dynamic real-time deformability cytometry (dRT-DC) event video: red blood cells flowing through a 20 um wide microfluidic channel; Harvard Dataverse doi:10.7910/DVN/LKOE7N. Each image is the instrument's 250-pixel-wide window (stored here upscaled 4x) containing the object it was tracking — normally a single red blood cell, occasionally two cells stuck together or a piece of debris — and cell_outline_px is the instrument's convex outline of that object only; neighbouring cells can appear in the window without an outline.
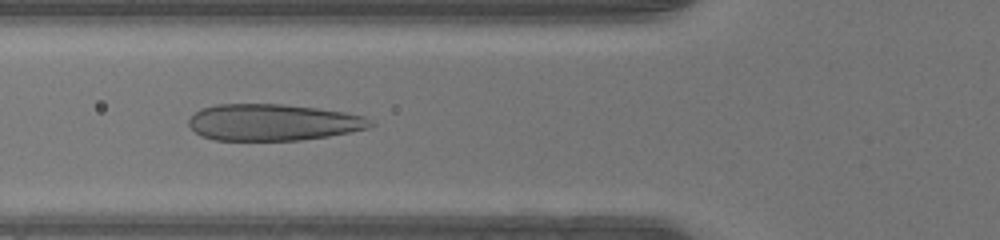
{"species": "human", "species_latin": "Homo sapiens", "temperature_condition": "warm", "stored_images_in_passage": 44, "camera_frame_rate_fps": 3000, "um_per_image_px": 0.085, "donor": {"sex": "male"}, "frame": {"image": 1, "passage_image": 15, "time_ms": 4.667, "image_size_px": [1000, 240], "cell_outline_px": [[376, 124], [368, 128], [328, 136], [300, 140], [216, 140], [200, 136], [188, 124], [188, 120], [200, 108], [216, 104], [284, 104], [316, 108], [344, 112], [364, 116], [372, 120]], "centroid_in_image_um": [23.2, 10.39], "position_along_channel_um": 102.6, "area_um2": 38.73}}
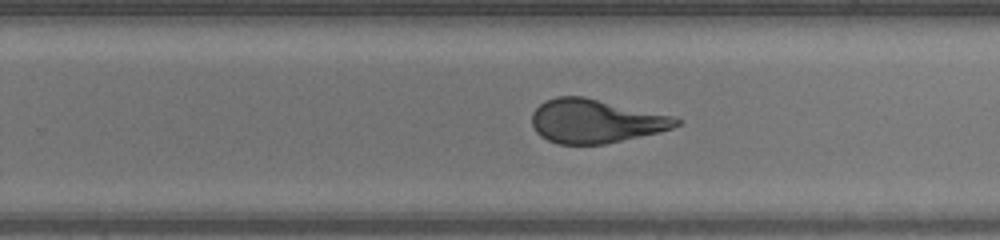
{"frame": {"image": 2, "passage_image": 27, "time_ms": 8.667, "image_size_px": [1000, 240], "cell_outline_px": [[684, 120], [680, 124], [672, 128], [660, 132], [604, 144], [560, 144], [548, 140], [540, 136], [536, 132], [532, 124], [532, 112], [544, 100], [556, 96], [584, 96], [676, 116]], "centroid_in_image_um": [50.65, 10.28], "position_along_channel_um": 279.2, "area_um2": 37.17}}
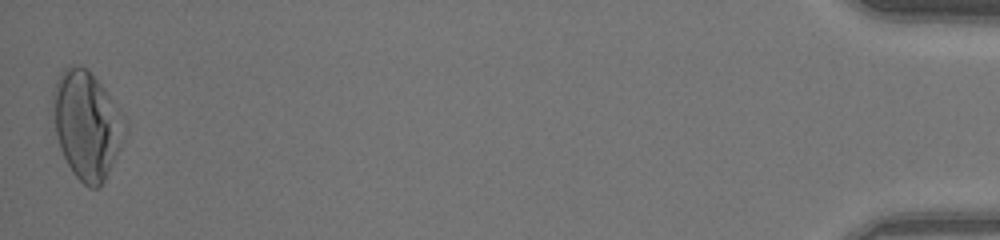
{"frame": {"image": 3, "passage_image": 44, "time_ms": 14.333, "image_size_px": [1000, 240], "cell_outline_px": [[120, 120], [116, 152], [108, 172], [100, 188], [88, 188], [72, 172], [60, 148], [56, 132], [52, 100], [52, 96], [56, 80], [64, 68], [72, 64], [80, 64], [88, 68], [120, 108]], "centroid_in_image_um": [7.28, 10.55], "position_along_channel_um": 427.9, "area_um2": 43.58}}